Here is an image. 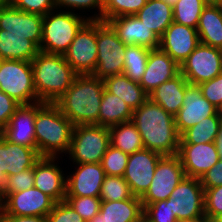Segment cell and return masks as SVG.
Wrapping results in <instances>:
<instances>
[{
	"mask_svg": "<svg viewBox=\"0 0 222 222\" xmlns=\"http://www.w3.org/2000/svg\"><path fill=\"white\" fill-rule=\"evenodd\" d=\"M186 177L201 178L220 159L215 142L179 144L178 154Z\"/></svg>",
	"mask_w": 222,
	"mask_h": 222,
	"instance_id": "cell-18",
	"label": "cell"
},
{
	"mask_svg": "<svg viewBox=\"0 0 222 222\" xmlns=\"http://www.w3.org/2000/svg\"><path fill=\"white\" fill-rule=\"evenodd\" d=\"M56 201L36 187L8 193L1 199V210L14 216L47 217Z\"/></svg>",
	"mask_w": 222,
	"mask_h": 222,
	"instance_id": "cell-13",
	"label": "cell"
},
{
	"mask_svg": "<svg viewBox=\"0 0 222 222\" xmlns=\"http://www.w3.org/2000/svg\"><path fill=\"white\" fill-rule=\"evenodd\" d=\"M0 222H48L47 217L41 216H14L0 211Z\"/></svg>",
	"mask_w": 222,
	"mask_h": 222,
	"instance_id": "cell-49",
	"label": "cell"
},
{
	"mask_svg": "<svg viewBox=\"0 0 222 222\" xmlns=\"http://www.w3.org/2000/svg\"><path fill=\"white\" fill-rule=\"evenodd\" d=\"M216 140H222V119H221V128H220V131H219V134H218Z\"/></svg>",
	"mask_w": 222,
	"mask_h": 222,
	"instance_id": "cell-54",
	"label": "cell"
},
{
	"mask_svg": "<svg viewBox=\"0 0 222 222\" xmlns=\"http://www.w3.org/2000/svg\"><path fill=\"white\" fill-rule=\"evenodd\" d=\"M110 145L130 155L144 147L140 133L135 125L129 121L108 127Z\"/></svg>",
	"mask_w": 222,
	"mask_h": 222,
	"instance_id": "cell-32",
	"label": "cell"
},
{
	"mask_svg": "<svg viewBox=\"0 0 222 222\" xmlns=\"http://www.w3.org/2000/svg\"><path fill=\"white\" fill-rule=\"evenodd\" d=\"M185 177L178 155L162 156L156 165L149 189L141 197L143 208L151 203L167 200Z\"/></svg>",
	"mask_w": 222,
	"mask_h": 222,
	"instance_id": "cell-12",
	"label": "cell"
},
{
	"mask_svg": "<svg viewBox=\"0 0 222 222\" xmlns=\"http://www.w3.org/2000/svg\"><path fill=\"white\" fill-rule=\"evenodd\" d=\"M109 145L108 127L96 124L76 125L67 154L73 164L100 163Z\"/></svg>",
	"mask_w": 222,
	"mask_h": 222,
	"instance_id": "cell-6",
	"label": "cell"
},
{
	"mask_svg": "<svg viewBox=\"0 0 222 222\" xmlns=\"http://www.w3.org/2000/svg\"><path fill=\"white\" fill-rule=\"evenodd\" d=\"M3 137V127L0 125V138Z\"/></svg>",
	"mask_w": 222,
	"mask_h": 222,
	"instance_id": "cell-57",
	"label": "cell"
},
{
	"mask_svg": "<svg viewBox=\"0 0 222 222\" xmlns=\"http://www.w3.org/2000/svg\"><path fill=\"white\" fill-rule=\"evenodd\" d=\"M179 222L205 218L204 189L199 178L184 177L168 198Z\"/></svg>",
	"mask_w": 222,
	"mask_h": 222,
	"instance_id": "cell-9",
	"label": "cell"
},
{
	"mask_svg": "<svg viewBox=\"0 0 222 222\" xmlns=\"http://www.w3.org/2000/svg\"><path fill=\"white\" fill-rule=\"evenodd\" d=\"M200 43L222 49V8L205 6L196 28Z\"/></svg>",
	"mask_w": 222,
	"mask_h": 222,
	"instance_id": "cell-29",
	"label": "cell"
},
{
	"mask_svg": "<svg viewBox=\"0 0 222 222\" xmlns=\"http://www.w3.org/2000/svg\"><path fill=\"white\" fill-rule=\"evenodd\" d=\"M205 6H221L222 0H202Z\"/></svg>",
	"mask_w": 222,
	"mask_h": 222,
	"instance_id": "cell-50",
	"label": "cell"
},
{
	"mask_svg": "<svg viewBox=\"0 0 222 222\" xmlns=\"http://www.w3.org/2000/svg\"><path fill=\"white\" fill-rule=\"evenodd\" d=\"M132 114L133 111L124 100L104 89L98 115V125L110 127L129 122L132 119Z\"/></svg>",
	"mask_w": 222,
	"mask_h": 222,
	"instance_id": "cell-31",
	"label": "cell"
},
{
	"mask_svg": "<svg viewBox=\"0 0 222 222\" xmlns=\"http://www.w3.org/2000/svg\"><path fill=\"white\" fill-rule=\"evenodd\" d=\"M20 106L18 102L0 89V125L4 128L10 121V117Z\"/></svg>",
	"mask_w": 222,
	"mask_h": 222,
	"instance_id": "cell-47",
	"label": "cell"
},
{
	"mask_svg": "<svg viewBox=\"0 0 222 222\" xmlns=\"http://www.w3.org/2000/svg\"><path fill=\"white\" fill-rule=\"evenodd\" d=\"M186 222H208L207 219H200L197 221H186Z\"/></svg>",
	"mask_w": 222,
	"mask_h": 222,
	"instance_id": "cell-56",
	"label": "cell"
},
{
	"mask_svg": "<svg viewBox=\"0 0 222 222\" xmlns=\"http://www.w3.org/2000/svg\"><path fill=\"white\" fill-rule=\"evenodd\" d=\"M75 172L66 176V196L99 197L105 178L100 163L74 164Z\"/></svg>",
	"mask_w": 222,
	"mask_h": 222,
	"instance_id": "cell-19",
	"label": "cell"
},
{
	"mask_svg": "<svg viewBox=\"0 0 222 222\" xmlns=\"http://www.w3.org/2000/svg\"><path fill=\"white\" fill-rule=\"evenodd\" d=\"M104 81L92 74L77 75L71 86L55 102L73 124L98 125V115L104 91Z\"/></svg>",
	"mask_w": 222,
	"mask_h": 222,
	"instance_id": "cell-2",
	"label": "cell"
},
{
	"mask_svg": "<svg viewBox=\"0 0 222 222\" xmlns=\"http://www.w3.org/2000/svg\"><path fill=\"white\" fill-rule=\"evenodd\" d=\"M180 73L178 65L166 52L160 48L151 49L147 60L145 72L140 86L148 93L159 85L173 79Z\"/></svg>",
	"mask_w": 222,
	"mask_h": 222,
	"instance_id": "cell-23",
	"label": "cell"
},
{
	"mask_svg": "<svg viewBox=\"0 0 222 222\" xmlns=\"http://www.w3.org/2000/svg\"><path fill=\"white\" fill-rule=\"evenodd\" d=\"M162 1L173 8L178 0H162Z\"/></svg>",
	"mask_w": 222,
	"mask_h": 222,
	"instance_id": "cell-53",
	"label": "cell"
},
{
	"mask_svg": "<svg viewBox=\"0 0 222 222\" xmlns=\"http://www.w3.org/2000/svg\"><path fill=\"white\" fill-rule=\"evenodd\" d=\"M135 16L160 39L173 22V8L162 0H148Z\"/></svg>",
	"mask_w": 222,
	"mask_h": 222,
	"instance_id": "cell-28",
	"label": "cell"
},
{
	"mask_svg": "<svg viewBox=\"0 0 222 222\" xmlns=\"http://www.w3.org/2000/svg\"><path fill=\"white\" fill-rule=\"evenodd\" d=\"M41 158L37 149L0 139V170L6 175H15L33 168Z\"/></svg>",
	"mask_w": 222,
	"mask_h": 222,
	"instance_id": "cell-24",
	"label": "cell"
},
{
	"mask_svg": "<svg viewBox=\"0 0 222 222\" xmlns=\"http://www.w3.org/2000/svg\"><path fill=\"white\" fill-rule=\"evenodd\" d=\"M103 81L105 89L124 100L132 111L138 109L149 99L148 93L140 84L130 80L123 73L109 76Z\"/></svg>",
	"mask_w": 222,
	"mask_h": 222,
	"instance_id": "cell-27",
	"label": "cell"
},
{
	"mask_svg": "<svg viewBox=\"0 0 222 222\" xmlns=\"http://www.w3.org/2000/svg\"><path fill=\"white\" fill-rule=\"evenodd\" d=\"M148 0H103V21L135 15Z\"/></svg>",
	"mask_w": 222,
	"mask_h": 222,
	"instance_id": "cell-37",
	"label": "cell"
},
{
	"mask_svg": "<svg viewBox=\"0 0 222 222\" xmlns=\"http://www.w3.org/2000/svg\"><path fill=\"white\" fill-rule=\"evenodd\" d=\"M36 103L20 105L3 128V137L14 144L36 149Z\"/></svg>",
	"mask_w": 222,
	"mask_h": 222,
	"instance_id": "cell-22",
	"label": "cell"
},
{
	"mask_svg": "<svg viewBox=\"0 0 222 222\" xmlns=\"http://www.w3.org/2000/svg\"><path fill=\"white\" fill-rule=\"evenodd\" d=\"M96 42L97 65L92 75L104 80L109 76L122 74L126 45L108 22L96 20Z\"/></svg>",
	"mask_w": 222,
	"mask_h": 222,
	"instance_id": "cell-7",
	"label": "cell"
},
{
	"mask_svg": "<svg viewBox=\"0 0 222 222\" xmlns=\"http://www.w3.org/2000/svg\"><path fill=\"white\" fill-rule=\"evenodd\" d=\"M139 222H150V221L147 220V219L143 216Z\"/></svg>",
	"mask_w": 222,
	"mask_h": 222,
	"instance_id": "cell-58",
	"label": "cell"
},
{
	"mask_svg": "<svg viewBox=\"0 0 222 222\" xmlns=\"http://www.w3.org/2000/svg\"><path fill=\"white\" fill-rule=\"evenodd\" d=\"M215 144L219 153V158L222 159V140H216Z\"/></svg>",
	"mask_w": 222,
	"mask_h": 222,
	"instance_id": "cell-52",
	"label": "cell"
},
{
	"mask_svg": "<svg viewBox=\"0 0 222 222\" xmlns=\"http://www.w3.org/2000/svg\"><path fill=\"white\" fill-rule=\"evenodd\" d=\"M74 124L55 103L36 102L35 140L41 157L68 153Z\"/></svg>",
	"mask_w": 222,
	"mask_h": 222,
	"instance_id": "cell-3",
	"label": "cell"
},
{
	"mask_svg": "<svg viewBox=\"0 0 222 222\" xmlns=\"http://www.w3.org/2000/svg\"><path fill=\"white\" fill-rule=\"evenodd\" d=\"M219 113L222 116V107L220 108Z\"/></svg>",
	"mask_w": 222,
	"mask_h": 222,
	"instance_id": "cell-59",
	"label": "cell"
},
{
	"mask_svg": "<svg viewBox=\"0 0 222 222\" xmlns=\"http://www.w3.org/2000/svg\"><path fill=\"white\" fill-rule=\"evenodd\" d=\"M219 111L214 115L201 120L198 124L185 130L180 135L179 144H204L215 142L221 128Z\"/></svg>",
	"mask_w": 222,
	"mask_h": 222,
	"instance_id": "cell-33",
	"label": "cell"
},
{
	"mask_svg": "<svg viewBox=\"0 0 222 222\" xmlns=\"http://www.w3.org/2000/svg\"><path fill=\"white\" fill-rule=\"evenodd\" d=\"M180 73L191 85H199L222 73V49L200 43L181 63Z\"/></svg>",
	"mask_w": 222,
	"mask_h": 222,
	"instance_id": "cell-11",
	"label": "cell"
},
{
	"mask_svg": "<svg viewBox=\"0 0 222 222\" xmlns=\"http://www.w3.org/2000/svg\"><path fill=\"white\" fill-rule=\"evenodd\" d=\"M149 52L150 49L143 46H126L123 74L130 80L140 83L146 69Z\"/></svg>",
	"mask_w": 222,
	"mask_h": 222,
	"instance_id": "cell-34",
	"label": "cell"
},
{
	"mask_svg": "<svg viewBox=\"0 0 222 222\" xmlns=\"http://www.w3.org/2000/svg\"><path fill=\"white\" fill-rule=\"evenodd\" d=\"M47 221L86 222L66 201L56 202L53 209L48 213Z\"/></svg>",
	"mask_w": 222,
	"mask_h": 222,
	"instance_id": "cell-45",
	"label": "cell"
},
{
	"mask_svg": "<svg viewBox=\"0 0 222 222\" xmlns=\"http://www.w3.org/2000/svg\"><path fill=\"white\" fill-rule=\"evenodd\" d=\"M129 184L122 176L106 175L101 187V201H120L132 198Z\"/></svg>",
	"mask_w": 222,
	"mask_h": 222,
	"instance_id": "cell-36",
	"label": "cell"
},
{
	"mask_svg": "<svg viewBox=\"0 0 222 222\" xmlns=\"http://www.w3.org/2000/svg\"><path fill=\"white\" fill-rule=\"evenodd\" d=\"M144 208L140 197L120 201H101L100 211L87 222H139Z\"/></svg>",
	"mask_w": 222,
	"mask_h": 222,
	"instance_id": "cell-25",
	"label": "cell"
},
{
	"mask_svg": "<svg viewBox=\"0 0 222 222\" xmlns=\"http://www.w3.org/2000/svg\"><path fill=\"white\" fill-rule=\"evenodd\" d=\"M200 182L204 191L222 185V159L201 176Z\"/></svg>",
	"mask_w": 222,
	"mask_h": 222,
	"instance_id": "cell-48",
	"label": "cell"
},
{
	"mask_svg": "<svg viewBox=\"0 0 222 222\" xmlns=\"http://www.w3.org/2000/svg\"><path fill=\"white\" fill-rule=\"evenodd\" d=\"M131 122L141 135L146 149L161 155H177L180 135L174 115L148 99L133 111Z\"/></svg>",
	"mask_w": 222,
	"mask_h": 222,
	"instance_id": "cell-1",
	"label": "cell"
},
{
	"mask_svg": "<svg viewBox=\"0 0 222 222\" xmlns=\"http://www.w3.org/2000/svg\"><path fill=\"white\" fill-rule=\"evenodd\" d=\"M0 89L20 105L39 102L33 83L31 61L2 60Z\"/></svg>",
	"mask_w": 222,
	"mask_h": 222,
	"instance_id": "cell-8",
	"label": "cell"
},
{
	"mask_svg": "<svg viewBox=\"0 0 222 222\" xmlns=\"http://www.w3.org/2000/svg\"><path fill=\"white\" fill-rule=\"evenodd\" d=\"M33 83L39 102L55 103L78 75L64 55L39 52L31 61Z\"/></svg>",
	"mask_w": 222,
	"mask_h": 222,
	"instance_id": "cell-4",
	"label": "cell"
},
{
	"mask_svg": "<svg viewBox=\"0 0 222 222\" xmlns=\"http://www.w3.org/2000/svg\"><path fill=\"white\" fill-rule=\"evenodd\" d=\"M219 110L205 97L198 85H189L185 90L183 105L174 116L179 135L198 124L201 120L214 116Z\"/></svg>",
	"mask_w": 222,
	"mask_h": 222,
	"instance_id": "cell-16",
	"label": "cell"
},
{
	"mask_svg": "<svg viewBox=\"0 0 222 222\" xmlns=\"http://www.w3.org/2000/svg\"><path fill=\"white\" fill-rule=\"evenodd\" d=\"M88 17L69 11L53 10L43 16L40 52L64 55Z\"/></svg>",
	"mask_w": 222,
	"mask_h": 222,
	"instance_id": "cell-5",
	"label": "cell"
},
{
	"mask_svg": "<svg viewBox=\"0 0 222 222\" xmlns=\"http://www.w3.org/2000/svg\"><path fill=\"white\" fill-rule=\"evenodd\" d=\"M6 179H7V176L0 170V195L4 187L6 186Z\"/></svg>",
	"mask_w": 222,
	"mask_h": 222,
	"instance_id": "cell-51",
	"label": "cell"
},
{
	"mask_svg": "<svg viewBox=\"0 0 222 222\" xmlns=\"http://www.w3.org/2000/svg\"><path fill=\"white\" fill-rule=\"evenodd\" d=\"M65 201L75 212L79 213L86 222L91 220L100 211L101 199L99 197L66 196Z\"/></svg>",
	"mask_w": 222,
	"mask_h": 222,
	"instance_id": "cell-39",
	"label": "cell"
},
{
	"mask_svg": "<svg viewBox=\"0 0 222 222\" xmlns=\"http://www.w3.org/2000/svg\"><path fill=\"white\" fill-rule=\"evenodd\" d=\"M58 158L41 157L35 163L34 187L52 197L56 202H61L66 198V177L64 171L56 163Z\"/></svg>",
	"mask_w": 222,
	"mask_h": 222,
	"instance_id": "cell-20",
	"label": "cell"
},
{
	"mask_svg": "<svg viewBox=\"0 0 222 222\" xmlns=\"http://www.w3.org/2000/svg\"><path fill=\"white\" fill-rule=\"evenodd\" d=\"M129 155L109 145L100 164L104 169L105 175L122 176L124 175Z\"/></svg>",
	"mask_w": 222,
	"mask_h": 222,
	"instance_id": "cell-38",
	"label": "cell"
},
{
	"mask_svg": "<svg viewBox=\"0 0 222 222\" xmlns=\"http://www.w3.org/2000/svg\"><path fill=\"white\" fill-rule=\"evenodd\" d=\"M199 44L196 28L173 21L160 38L159 48L181 65Z\"/></svg>",
	"mask_w": 222,
	"mask_h": 222,
	"instance_id": "cell-17",
	"label": "cell"
},
{
	"mask_svg": "<svg viewBox=\"0 0 222 222\" xmlns=\"http://www.w3.org/2000/svg\"><path fill=\"white\" fill-rule=\"evenodd\" d=\"M97 56L96 20H88L77 32L64 57L78 75H83L93 74Z\"/></svg>",
	"mask_w": 222,
	"mask_h": 222,
	"instance_id": "cell-10",
	"label": "cell"
},
{
	"mask_svg": "<svg viewBox=\"0 0 222 222\" xmlns=\"http://www.w3.org/2000/svg\"><path fill=\"white\" fill-rule=\"evenodd\" d=\"M204 7L202 0H178L173 7V21L197 28Z\"/></svg>",
	"mask_w": 222,
	"mask_h": 222,
	"instance_id": "cell-35",
	"label": "cell"
},
{
	"mask_svg": "<svg viewBox=\"0 0 222 222\" xmlns=\"http://www.w3.org/2000/svg\"><path fill=\"white\" fill-rule=\"evenodd\" d=\"M42 24V15L24 12L8 1H0V29L4 33L23 35L40 48Z\"/></svg>",
	"mask_w": 222,
	"mask_h": 222,
	"instance_id": "cell-14",
	"label": "cell"
},
{
	"mask_svg": "<svg viewBox=\"0 0 222 222\" xmlns=\"http://www.w3.org/2000/svg\"><path fill=\"white\" fill-rule=\"evenodd\" d=\"M162 156L146 148L129 155L123 177L134 196L141 198L149 189L156 165Z\"/></svg>",
	"mask_w": 222,
	"mask_h": 222,
	"instance_id": "cell-15",
	"label": "cell"
},
{
	"mask_svg": "<svg viewBox=\"0 0 222 222\" xmlns=\"http://www.w3.org/2000/svg\"><path fill=\"white\" fill-rule=\"evenodd\" d=\"M198 86L202 92V96L220 110L222 107V73Z\"/></svg>",
	"mask_w": 222,
	"mask_h": 222,
	"instance_id": "cell-46",
	"label": "cell"
},
{
	"mask_svg": "<svg viewBox=\"0 0 222 222\" xmlns=\"http://www.w3.org/2000/svg\"><path fill=\"white\" fill-rule=\"evenodd\" d=\"M39 47L23 35L4 33L0 29V56L2 60L32 61Z\"/></svg>",
	"mask_w": 222,
	"mask_h": 222,
	"instance_id": "cell-30",
	"label": "cell"
},
{
	"mask_svg": "<svg viewBox=\"0 0 222 222\" xmlns=\"http://www.w3.org/2000/svg\"><path fill=\"white\" fill-rule=\"evenodd\" d=\"M56 10L61 9V11H64V9L69 12L75 13V11L79 10H90V9H98V13L95 12L93 16H88V20H97V21H103V0H54ZM62 7L64 9H62ZM71 9V10H70ZM76 9V10H75Z\"/></svg>",
	"mask_w": 222,
	"mask_h": 222,
	"instance_id": "cell-40",
	"label": "cell"
},
{
	"mask_svg": "<svg viewBox=\"0 0 222 222\" xmlns=\"http://www.w3.org/2000/svg\"><path fill=\"white\" fill-rule=\"evenodd\" d=\"M143 216L150 222H179L170 209L168 199L146 205Z\"/></svg>",
	"mask_w": 222,
	"mask_h": 222,
	"instance_id": "cell-42",
	"label": "cell"
},
{
	"mask_svg": "<svg viewBox=\"0 0 222 222\" xmlns=\"http://www.w3.org/2000/svg\"><path fill=\"white\" fill-rule=\"evenodd\" d=\"M189 85L185 77L179 73L150 92L149 99L175 116L183 105L185 90Z\"/></svg>",
	"mask_w": 222,
	"mask_h": 222,
	"instance_id": "cell-26",
	"label": "cell"
},
{
	"mask_svg": "<svg viewBox=\"0 0 222 222\" xmlns=\"http://www.w3.org/2000/svg\"><path fill=\"white\" fill-rule=\"evenodd\" d=\"M212 222H222V214L217 216Z\"/></svg>",
	"mask_w": 222,
	"mask_h": 222,
	"instance_id": "cell-55",
	"label": "cell"
},
{
	"mask_svg": "<svg viewBox=\"0 0 222 222\" xmlns=\"http://www.w3.org/2000/svg\"><path fill=\"white\" fill-rule=\"evenodd\" d=\"M126 45H139L146 48L157 49L160 45L158 36L141 22L135 15L121 16L107 21Z\"/></svg>",
	"mask_w": 222,
	"mask_h": 222,
	"instance_id": "cell-21",
	"label": "cell"
},
{
	"mask_svg": "<svg viewBox=\"0 0 222 222\" xmlns=\"http://www.w3.org/2000/svg\"><path fill=\"white\" fill-rule=\"evenodd\" d=\"M8 2L21 11L42 16L56 9L54 0H8Z\"/></svg>",
	"mask_w": 222,
	"mask_h": 222,
	"instance_id": "cell-44",
	"label": "cell"
},
{
	"mask_svg": "<svg viewBox=\"0 0 222 222\" xmlns=\"http://www.w3.org/2000/svg\"><path fill=\"white\" fill-rule=\"evenodd\" d=\"M32 187H34V167L18 174L7 176L6 186L0 195V199L8 193L20 192Z\"/></svg>",
	"mask_w": 222,
	"mask_h": 222,
	"instance_id": "cell-41",
	"label": "cell"
},
{
	"mask_svg": "<svg viewBox=\"0 0 222 222\" xmlns=\"http://www.w3.org/2000/svg\"><path fill=\"white\" fill-rule=\"evenodd\" d=\"M205 218L212 222L222 214V185L204 191Z\"/></svg>",
	"mask_w": 222,
	"mask_h": 222,
	"instance_id": "cell-43",
	"label": "cell"
}]
</instances>
